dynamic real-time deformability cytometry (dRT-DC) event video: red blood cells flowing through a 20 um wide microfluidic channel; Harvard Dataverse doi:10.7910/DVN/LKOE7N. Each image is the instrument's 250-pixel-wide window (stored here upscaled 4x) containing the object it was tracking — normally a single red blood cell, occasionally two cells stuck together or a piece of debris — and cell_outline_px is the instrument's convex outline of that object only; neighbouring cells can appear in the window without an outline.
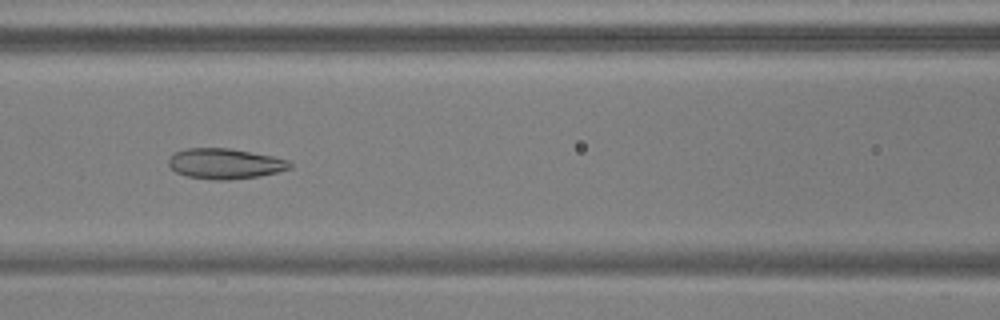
{"species": "common noctule bat (a hibernating species)", "species_latin": "Nyctalus noctula", "temperature_condition": "warm", "stored_images_in_passage": 53, "camera_frame_rate_fps": 3000, "um_per_image_px": 0.085, "animal": {"sex": "male", "body_mass_g": 17.9, "forearm_length_mm": 54.2}, "frame": {"image": 1, "passage_image": 24, "time_ms": 7.667, "image_size_px": [1000, 320], "cell_outline_px": [[292, 168], [260, 176], [228, 180], [216, 180], [188, 176], [176, 172], [168, 164], [168, 160], [176, 152], [188, 148], [228, 148], [272, 156], [288, 160], [292, 164]], "centroid_in_image_um": [19.14, 13.91], "position_along_channel_um": 147.5, "area_um2": 21.27}}
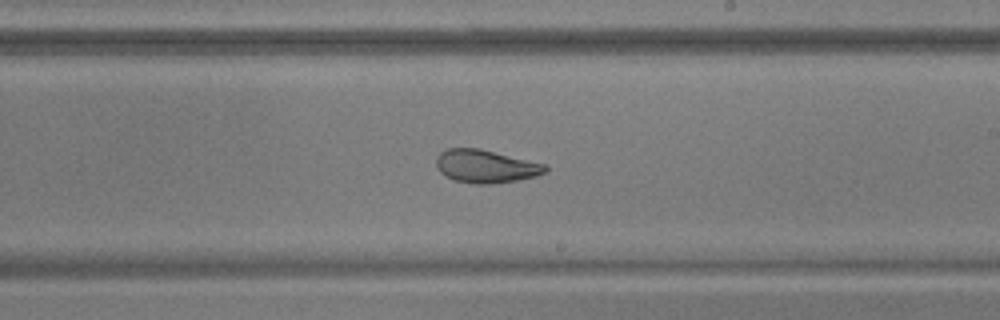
{"frame": {"image": 2, "passage_image": 32, "time_ms": 10.333, "image_size_px": [1000, 320], "cell_outline_px": [[548, 172], [536, 176], [516, 180], [492, 184], [476, 184], [456, 180], [440, 172], [436, 164], [436, 156], [440, 152], [448, 148], [480, 148], [548, 164]], "centroid_in_image_um": [41.34, 14.12], "position_along_channel_um": 247.7, "area_um2": 21.15}}
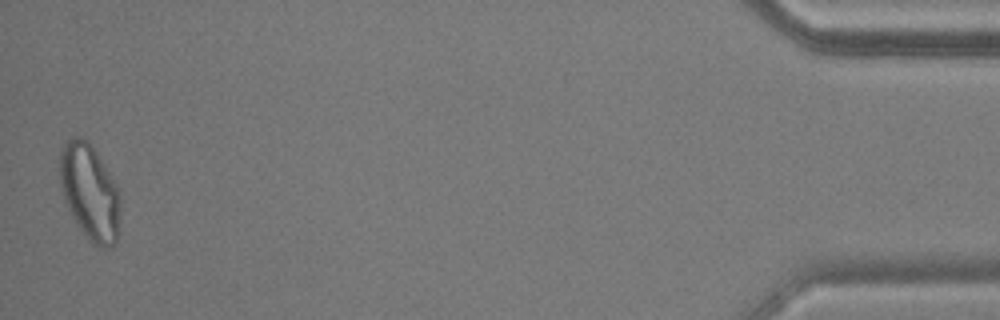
{"frame": {"image": 3, "passage_image": 53, "time_ms": 17.333, "image_size_px": [1000, 320], "cell_outline_px": [[120, 216], [116, 244], [112, 248], [104, 248], [92, 244], [76, 224], [64, 200], [60, 180], [60, 152], [64, 144], [72, 136], [80, 136], [88, 140], [96, 152], [116, 184], [120, 196]], "centroid_in_image_um": [7.64, 16.36], "position_along_channel_um": 427.6, "area_um2": 33.93}, "authors_computed_cell_mechanics": {"area_um2": 25.4898, "velocity_mm_per_s": 3.7627, "shape_relaxation_time_tau1_ms": 7.0166, "shape_relaxation_time_tau2_ms": 1.5079, "deformation_change_tau1": 0.1786, "deformation_change_tau2": 0.0883}}